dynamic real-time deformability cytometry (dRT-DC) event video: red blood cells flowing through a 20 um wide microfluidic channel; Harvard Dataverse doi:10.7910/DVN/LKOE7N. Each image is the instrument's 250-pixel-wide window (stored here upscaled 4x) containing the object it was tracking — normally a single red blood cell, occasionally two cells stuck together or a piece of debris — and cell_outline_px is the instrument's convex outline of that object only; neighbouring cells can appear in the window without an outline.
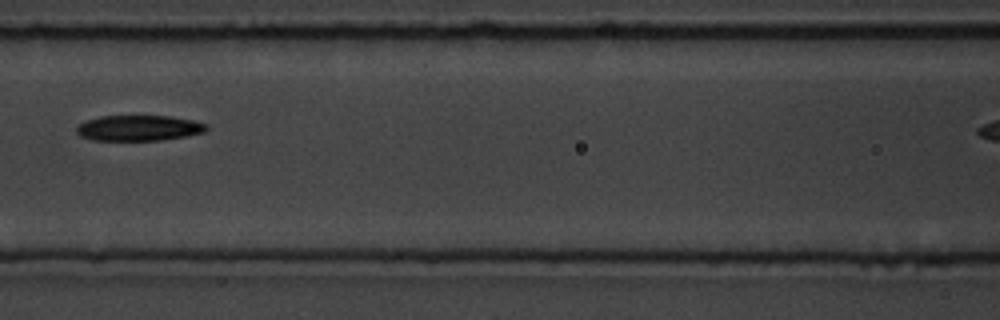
{"species": "common noctule bat (a hibernating species)", "species_latin": "Nyctalus noctula", "temperature_condition": "room temperature", "stored_images_in_passage": 10, "camera_frame_rate_fps": 3000, "um_per_image_px": 0.085, "animal": {"sex": "male", "body_mass_g": 19.5, "forearm_length_mm": 54.6}, "frame": {"image": 1, "passage_image": 5, "time_ms": 4.667, "image_size_px": [1000, 320], "cell_outline_px": [[208, 128], [204, 132], [188, 136], [160, 140], [92, 140], [80, 136], [76, 132], [76, 128], [84, 120], [100, 116], [168, 116], [192, 120], [208, 124]], "centroid_in_image_um": [11.79, 10.88], "position_along_channel_um": 154.8, "area_um2": 19.42}}
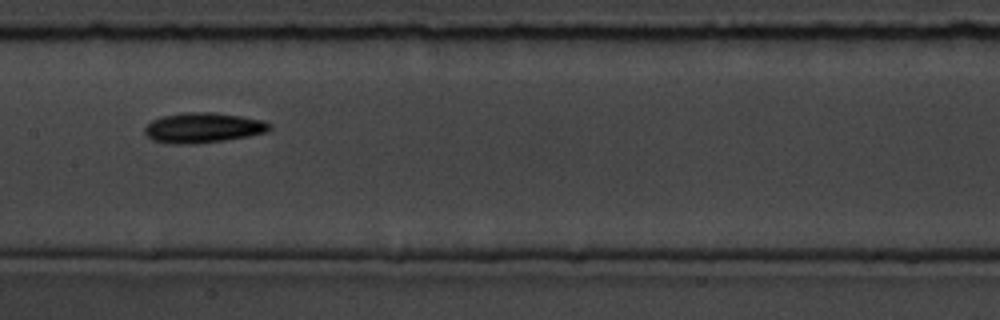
{"frame": {"image": 2, "passage_image": 6, "time_ms": 5.667, "image_size_px": [1000, 320], "cell_outline_px": [[272, 128], [264, 132], [248, 136], [220, 140], [184, 144], [164, 144], [152, 140], [144, 132], [144, 128], [152, 120], [164, 116], [184, 112], [212, 112], [240, 116], [264, 120], [272, 124]], "centroid_in_image_um": [17.24, 10.85], "position_along_channel_um": 190.2, "area_um2": 21.73}}
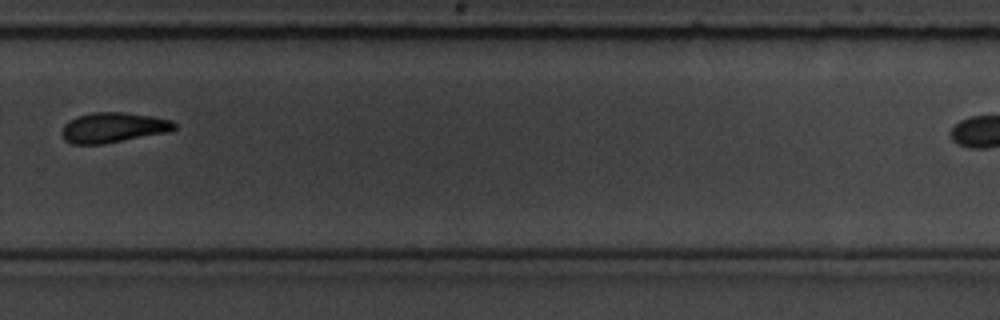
{"frame": {"image": 3, "passage_image": 9, "time_ms": 9.333, "image_size_px": [1000, 320], "cell_outline_px": [[176, 128], [168, 132], [104, 144], [72, 144], [64, 140], [60, 132], [64, 124], [68, 120], [76, 116], [96, 112], [124, 112], [152, 116], [172, 120], [176, 124]], "centroid_in_image_um": [9.59, 10.84], "position_along_channel_um": 320.2, "area_um2": 19.94}}